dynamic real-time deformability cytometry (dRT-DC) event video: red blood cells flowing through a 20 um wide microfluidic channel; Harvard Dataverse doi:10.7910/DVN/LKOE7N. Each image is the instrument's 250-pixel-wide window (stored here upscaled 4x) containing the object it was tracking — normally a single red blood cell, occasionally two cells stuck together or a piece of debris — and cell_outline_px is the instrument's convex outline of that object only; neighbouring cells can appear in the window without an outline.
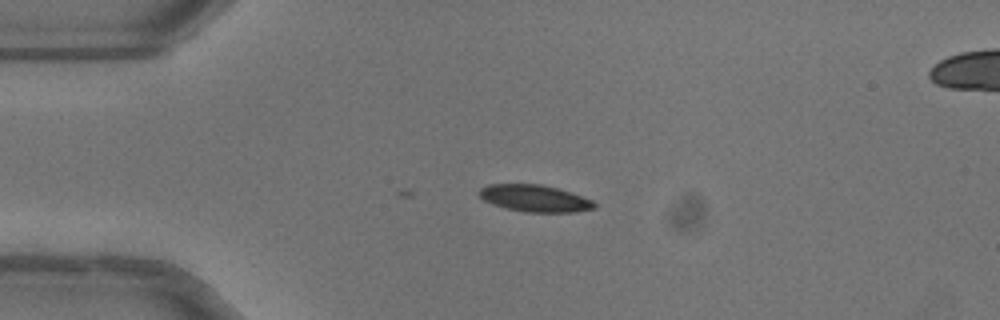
{"species": "common noctule bat (a hibernating species)", "species_latin": "Nyctalus noctula", "temperature_condition": "warm", "stored_images_in_passage": 3, "camera_frame_rate_fps": 3000, "um_per_image_px": 0.085, "animal": {"sex": "female"}, "frame": {"image": 1, "passage_image": 3, "time_ms": 0.667, "image_size_px": [1000, 320], "cell_outline_px": [[596, 208], [572, 212], [524, 212], [504, 208], [492, 204], [484, 200], [476, 192], [480, 188], [488, 184], [540, 184], [556, 188], [592, 200], [596, 204]], "centroid_in_image_um": [45.39, 16.86], "position_along_channel_um": 39.6, "area_um2": 17.98}}